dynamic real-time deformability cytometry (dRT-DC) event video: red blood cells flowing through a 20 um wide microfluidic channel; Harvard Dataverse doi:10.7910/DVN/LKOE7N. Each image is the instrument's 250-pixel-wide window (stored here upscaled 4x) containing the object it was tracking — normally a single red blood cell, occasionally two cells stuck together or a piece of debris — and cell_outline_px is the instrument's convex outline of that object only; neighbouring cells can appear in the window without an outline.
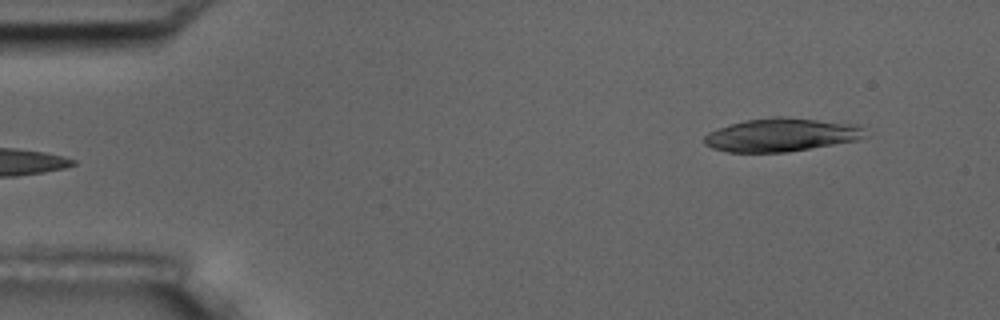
{"species": "common noctule bat (a hibernating species)", "species_latin": "Nyctalus noctula", "temperature_condition": "room temperature", "stored_images_in_passage": 3, "camera_frame_rate_fps": 3000, "um_per_image_px": 0.085, "animal": {"sex": "male", "body_mass_g": 17.5, "forearm_length_mm": 52.3}, "frame": {"image": 1, "passage_image": 3, "time_ms": 2.333, "image_size_px": [1000, 320], "cell_outline_px": [[868, 136], [860, 140], [788, 152], [728, 152], [712, 148], [704, 144], [704, 136], [708, 132], [716, 128], [744, 120], [772, 116], [784, 116], [864, 124]], "centroid_in_image_um": [66.5, 11.44], "position_along_channel_um": 18.5, "area_um2": 32.08}}